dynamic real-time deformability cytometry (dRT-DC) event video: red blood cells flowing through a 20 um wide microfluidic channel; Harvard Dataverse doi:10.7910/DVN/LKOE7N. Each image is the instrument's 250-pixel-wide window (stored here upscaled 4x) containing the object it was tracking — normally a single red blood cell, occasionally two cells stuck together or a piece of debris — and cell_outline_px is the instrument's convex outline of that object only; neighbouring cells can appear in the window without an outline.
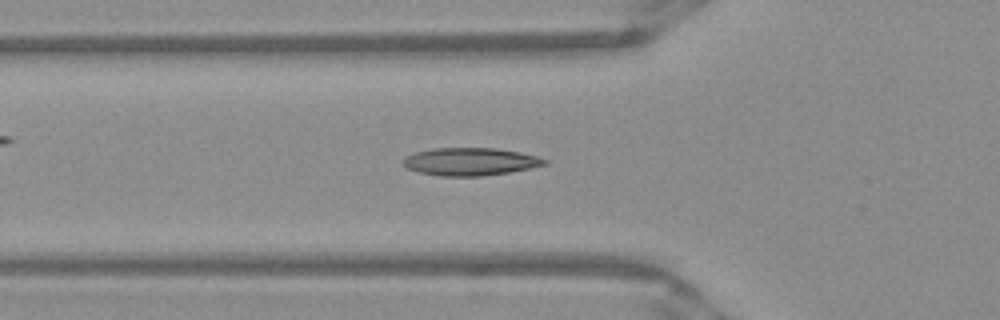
{"species": "Egyptian fruit bat (a non-hibernating species)", "species_latin": "Rousettus aegyptiacus", "temperature_condition": "warm", "stored_images_in_passage": 48, "camera_frame_rate_fps": 3000, "um_per_image_px": 0.085, "frame": {"image": 1, "passage_image": 17, "time_ms": 5.333, "image_size_px": [1000, 320], "cell_outline_px": [[548, 164], [508, 172], [480, 176], [440, 176], [420, 172], [408, 168], [404, 164], [404, 156], [416, 152], [432, 148], [496, 148], [520, 152], [536, 156], [548, 160]], "centroid_in_image_um": [39.97, 13.73], "position_along_channel_um": 85.8, "area_um2": 22.66}}
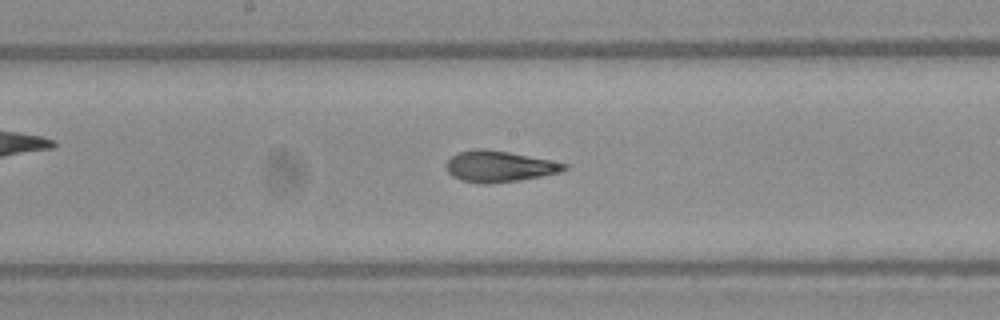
{"frame": {"image": 2, "passage_image": 26, "time_ms": 8.333, "image_size_px": [1000, 320], "cell_outline_px": [[568, 168], [560, 172], [520, 180], [488, 184], [480, 184], [460, 180], [452, 176], [448, 172], [444, 164], [456, 152], [476, 148], [484, 148], [508, 152], [552, 160], [568, 164]], "centroid_in_image_um": [42.4, 14.14], "position_along_channel_um": 205.8, "area_um2": 21.62}}
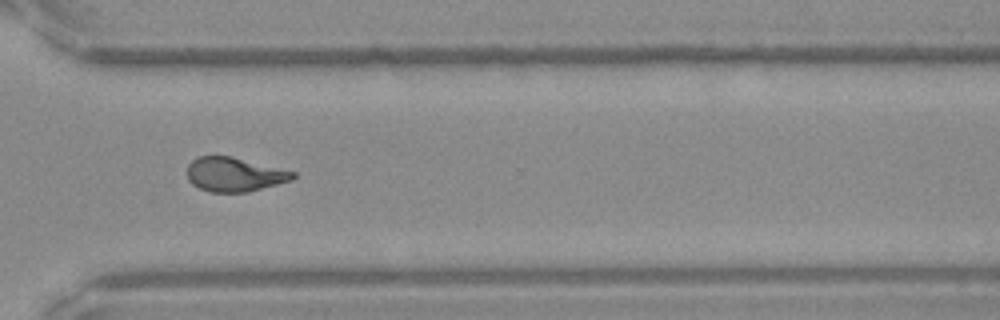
{"frame": {"image": 3, "passage_image": 37, "time_ms": 12.0, "image_size_px": [1000, 320], "cell_outline_px": [[296, 176], [292, 180], [248, 192], [212, 192], [200, 188], [192, 184], [188, 180], [188, 164], [192, 160], [200, 156], [232, 156], [296, 172]], "centroid_in_image_um": [19.93, 14.82], "position_along_channel_um": 350.7, "area_um2": 20.98}}